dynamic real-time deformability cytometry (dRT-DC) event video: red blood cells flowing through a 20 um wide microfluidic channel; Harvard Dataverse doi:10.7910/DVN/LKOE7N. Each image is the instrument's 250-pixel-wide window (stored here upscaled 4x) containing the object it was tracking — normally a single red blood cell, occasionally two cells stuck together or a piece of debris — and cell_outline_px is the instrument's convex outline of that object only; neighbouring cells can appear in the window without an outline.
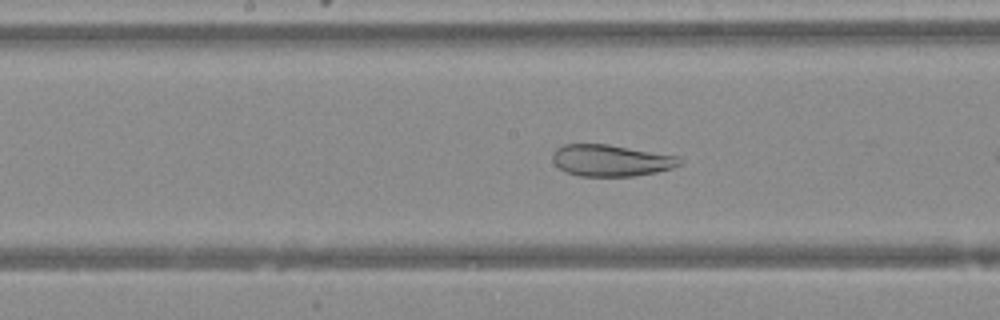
{"species": "Egyptian fruit bat (a non-hibernating species)", "species_latin": "Rousettus aegyptiacus", "temperature_condition": "warm", "stored_images_in_passage": 11, "camera_frame_rate_fps": 3000, "um_per_image_px": 0.085, "animal": {"sex": "female"}, "frame": {"image": 1, "passage_image": 10, "time_ms": 3.0, "image_size_px": [1000, 320], "cell_outline_px": [[680, 164], [672, 168], [656, 172], [632, 176], [580, 176], [568, 172], [560, 168], [552, 160], [552, 152], [556, 148], [564, 144], [608, 144], [680, 156]], "centroid_in_image_um": [51.92, 13.63], "position_along_channel_um": 196.3, "area_um2": 23.35}}